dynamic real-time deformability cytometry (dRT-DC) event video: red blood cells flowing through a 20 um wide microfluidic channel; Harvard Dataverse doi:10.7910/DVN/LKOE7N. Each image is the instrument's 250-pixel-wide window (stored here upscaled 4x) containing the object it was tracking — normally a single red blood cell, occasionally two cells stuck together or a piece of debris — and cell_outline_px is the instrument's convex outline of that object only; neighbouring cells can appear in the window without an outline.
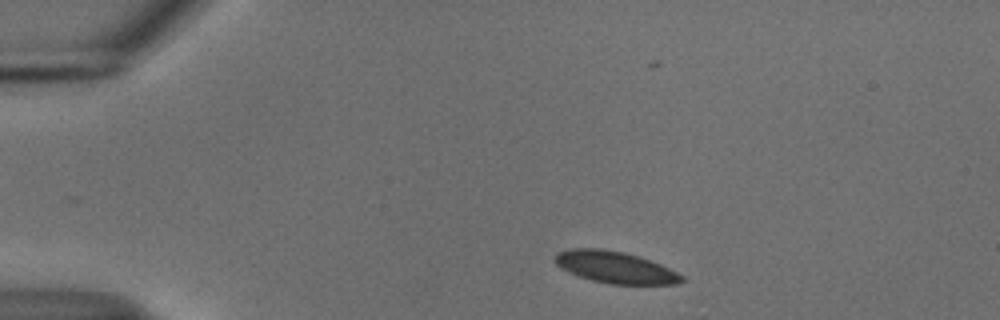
{"species": "common noctule bat (a hibernating species)", "species_latin": "Nyctalus noctula", "temperature_condition": "cold", "stored_images_in_passage": 13, "camera_frame_rate_fps": 3000, "um_per_image_px": 0.085, "animal": {"sex": "male", "body_mass_g": 18.8}, "frame": {"image": 1, "passage_image": 3, "time_ms": 0.667, "image_size_px": [1000, 320], "cell_outline_px": [[684, 280], [676, 284], [608, 284], [592, 280], [568, 272], [560, 268], [552, 260], [552, 256], [556, 252], [572, 248], [600, 248], [624, 252], [660, 264], [684, 276]], "centroid_in_image_um": [52.21, 22.71], "position_along_channel_um": 32.8, "area_um2": 23.47}}
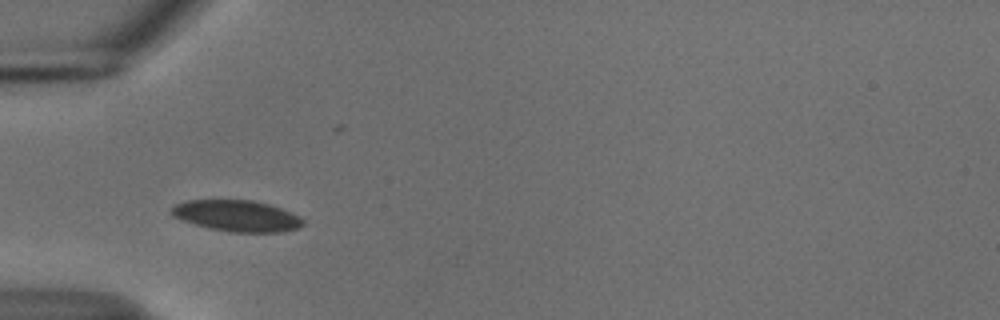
{"frame": {"image": 2, "passage_image": 10, "time_ms": 3.0, "image_size_px": [1000, 320], "cell_outline_px": [[304, 224], [300, 228], [280, 232], [228, 232], [208, 228], [172, 216], [168, 212], [176, 204], [188, 200], [252, 200], [268, 204], [280, 208], [300, 216], [304, 220]], "centroid_in_image_um": [20.15, 18.35], "position_along_channel_um": 64.9, "area_um2": 23.93}}